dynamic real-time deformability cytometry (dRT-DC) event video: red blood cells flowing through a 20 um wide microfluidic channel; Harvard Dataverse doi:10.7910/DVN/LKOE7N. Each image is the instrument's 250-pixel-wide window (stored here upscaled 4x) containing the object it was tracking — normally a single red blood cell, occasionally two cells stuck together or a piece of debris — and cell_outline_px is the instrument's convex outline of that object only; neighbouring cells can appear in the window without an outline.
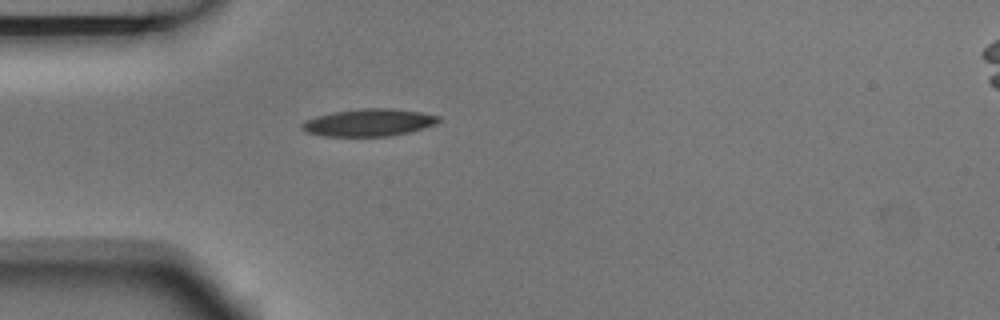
{"species": "Egyptian fruit bat (a non-hibernating species)", "species_latin": "Rousettus aegyptiacus", "temperature_condition": "room temperature", "stored_images_in_passage": 1, "camera_frame_rate_fps": 3000, "um_per_image_px": 0.085, "animal": {"sex": "male"}, "frame": {"image": 1, "passage_image": 1, "time_ms": 0.0, "image_size_px": [1000, 320], "cell_outline_px": [[440, 120], [436, 124], [424, 128], [408, 132], [388, 136], [324, 136], [308, 132], [300, 128], [300, 124], [304, 120], [316, 116], [332, 112], [360, 108], [392, 108], [420, 112], [440, 116]], "centroid_in_image_um": [31.33, 10.41], "position_along_channel_um": 53.7, "area_um2": 21.85}}